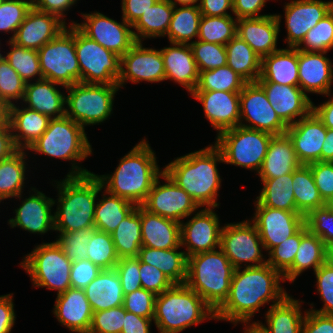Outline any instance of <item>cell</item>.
<instances>
[{"instance_id":"13","label":"cell","mask_w":333,"mask_h":333,"mask_svg":"<svg viewBox=\"0 0 333 333\" xmlns=\"http://www.w3.org/2000/svg\"><path fill=\"white\" fill-rule=\"evenodd\" d=\"M220 248L234 269L255 267L267 263L264 246L258 230L249 220L224 224Z\"/></svg>"},{"instance_id":"27","label":"cell","mask_w":333,"mask_h":333,"mask_svg":"<svg viewBox=\"0 0 333 333\" xmlns=\"http://www.w3.org/2000/svg\"><path fill=\"white\" fill-rule=\"evenodd\" d=\"M66 26L56 15L32 7L17 29L12 41L24 48L38 51L54 39Z\"/></svg>"},{"instance_id":"30","label":"cell","mask_w":333,"mask_h":333,"mask_svg":"<svg viewBox=\"0 0 333 333\" xmlns=\"http://www.w3.org/2000/svg\"><path fill=\"white\" fill-rule=\"evenodd\" d=\"M56 86L66 89V87L44 78L26 83L24 97L20 103L50 119L63 117L65 116L66 94Z\"/></svg>"},{"instance_id":"20","label":"cell","mask_w":333,"mask_h":333,"mask_svg":"<svg viewBox=\"0 0 333 333\" xmlns=\"http://www.w3.org/2000/svg\"><path fill=\"white\" fill-rule=\"evenodd\" d=\"M333 9V0H291L285 2L284 18L287 47L296 48L307 32Z\"/></svg>"},{"instance_id":"44","label":"cell","mask_w":333,"mask_h":333,"mask_svg":"<svg viewBox=\"0 0 333 333\" xmlns=\"http://www.w3.org/2000/svg\"><path fill=\"white\" fill-rule=\"evenodd\" d=\"M262 188L256 200L266 207L282 209L286 211H298L296 209L293 173H288L274 179H260Z\"/></svg>"},{"instance_id":"53","label":"cell","mask_w":333,"mask_h":333,"mask_svg":"<svg viewBox=\"0 0 333 333\" xmlns=\"http://www.w3.org/2000/svg\"><path fill=\"white\" fill-rule=\"evenodd\" d=\"M199 73L227 65L225 45L195 40L190 44Z\"/></svg>"},{"instance_id":"38","label":"cell","mask_w":333,"mask_h":333,"mask_svg":"<svg viewBox=\"0 0 333 333\" xmlns=\"http://www.w3.org/2000/svg\"><path fill=\"white\" fill-rule=\"evenodd\" d=\"M181 249V245L173 249H154L142 246L138 258L143 263L157 267L174 284H185L187 256Z\"/></svg>"},{"instance_id":"51","label":"cell","mask_w":333,"mask_h":333,"mask_svg":"<svg viewBox=\"0 0 333 333\" xmlns=\"http://www.w3.org/2000/svg\"><path fill=\"white\" fill-rule=\"evenodd\" d=\"M296 48L308 52H329L333 49V9L307 32Z\"/></svg>"},{"instance_id":"15","label":"cell","mask_w":333,"mask_h":333,"mask_svg":"<svg viewBox=\"0 0 333 333\" xmlns=\"http://www.w3.org/2000/svg\"><path fill=\"white\" fill-rule=\"evenodd\" d=\"M160 179L165 181L164 184H161ZM141 206L152 214L178 223L200 208L191 196L164 172L155 180Z\"/></svg>"},{"instance_id":"50","label":"cell","mask_w":333,"mask_h":333,"mask_svg":"<svg viewBox=\"0 0 333 333\" xmlns=\"http://www.w3.org/2000/svg\"><path fill=\"white\" fill-rule=\"evenodd\" d=\"M87 260L99 268L113 269L119 261L112 236L104 231L95 230L87 245Z\"/></svg>"},{"instance_id":"68","label":"cell","mask_w":333,"mask_h":333,"mask_svg":"<svg viewBox=\"0 0 333 333\" xmlns=\"http://www.w3.org/2000/svg\"><path fill=\"white\" fill-rule=\"evenodd\" d=\"M13 293L0 295V333H11L16 321Z\"/></svg>"},{"instance_id":"12","label":"cell","mask_w":333,"mask_h":333,"mask_svg":"<svg viewBox=\"0 0 333 333\" xmlns=\"http://www.w3.org/2000/svg\"><path fill=\"white\" fill-rule=\"evenodd\" d=\"M75 49L80 68V82L117 84L121 57L88 38L75 26Z\"/></svg>"},{"instance_id":"63","label":"cell","mask_w":333,"mask_h":333,"mask_svg":"<svg viewBox=\"0 0 333 333\" xmlns=\"http://www.w3.org/2000/svg\"><path fill=\"white\" fill-rule=\"evenodd\" d=\"M322 199L333 198V162H313L308 164Z\"/></svg>"},{"instance_id":"39","label":"cell","mask_w":333,"mask_h":333,"mask_svg":"<svg viewBox=\"0 0 333 333\" xmlns=\"http://www.w3.org/2000/svg\"><path fill=\"white\" fill-rule=\"evenodd\" d=\"M28 154L27 150L18 149L9 158L0 161V203L6 199L18 198L20 201L24 198Z\"/></svg>"},{"instance_id":"69","label":"cell","mask_w":333,"mask_h":333,"mask_svg":"<svg viewBox=\"0 0 333 333\" xmlns=\"http://www.w3.org/2000/svg\"><path fill=\"white\" fill-rule=\"evenodd\" d=\"M157 0H121L122 18L133 25Z\"/></svg>"},{"instance_id":"8","label":"cell","mask_w":333,"mask_h":333,"mask_svg":"<svg viewBox=\"0 0 333 333\" xmlns=\"http://www.w3.org/2000/svg\"><path fill=\"white\" fill-rule=\"evenodd\" d=\"M65 115L87 126L102 124L113 113L114 97L120 90L118 84L75 83L66 87Z\"/></svg>"},{"instance_id":"40","label":"cell","mask_w":333,"mask_h":333,"mask_svg":"<svg viewBox=\"0 0 333 333\" xmlns=\"http://www.w3.org/2000/svg\"><path fill=\"white\" fill-rule=\"evenodd\" d=\"M174 11V4L169 0H157L132 25L136 42L149 38L165 37Z\"/></svg>"},{"instance_id":"45","label":"cell","mask_w":333,"mask_h":333,"mask_svg":"<svg viewBox=\"0 0 333 333\" xmlns=\"http://www.w3.org/2000/svg\"><path fill=\"white\" fill-rule=\"evenodd\" d=\"M199 6L174 5V11L167 30L169 43L191 44L198 39L199 24L201 20Z\"/></svg>"},{"instance_id":"10","label":"cell","mask_w":333,"mask_h":333,"mask_svg":"<svg viewBox=\"0 0 333 333\" xmlns=\"http://www.w3.org/2000/svg\"><path fill=\"white\" fill-rule=\"evenodd\" d=\"M274 135L260 130L236 126L215 137L214 144L221 150L224 164L260 171Z\"/></svg>"},{"instance_id":"21","label":"cell","mask_w":333,"mask_h":333,"mask_svg":"<svg viewBox=\"0 0 333 333\" xmlns=\"http://www.w3.org/2000/svg\"><path fill=\"white\" fill-rule=\"evenodd\" d=\"M31 193V194H30ZM21 205L14 209V217L8 219L11 228H21L30 234L44 235L49 231H55L54 200L31 187L28 197L22 199Z\"/></svg>"},{"instance_id":"9","label":"cell","mask_w":333,"mask_h":333,"mask_svg":"<svg viewBox=\"0 0 333 333\" xmlns=\"http://www.w3.org/2000/svg\"><path fill=\"white\" fill-rule=\"evenodd\" d=\"M71 265L72 261L56 240L35 245L20 262V266L30 276L33 287L56 290V295L71 287Z\"/></svg>"},{"instance_id":"32","label":"cell","mask_w":333,"mask_h":333,"mask_svg":"<svg viewBox=\"0 0 333 333\" xmlns=\"http://www.w3.org/2000/svg\"><path fill=\"white\" fill-rule=\"evenodd\" d=\"M257 83L299 86L298 49L287 47L264 56Z\"/></svg>"},{"instance_id":"29","label":"cell","mask_w":333,"mask_h":333,"mask_svg":"<svg viewBox=\"0 0 333 333\" xmlns=\"http://www.w3.org/2000/svg\"><path fill=\"white\" fill-rule=\"evenodd\" d=\"M161 55L164 63L165 80L173 81L186 88L191 94L199 81V70L190 44L171 43L164 47Z\"/></svg>"},{"instance_id":"74","label":"cell","mask_w":333,"mask_h":333,"mask_svg":"<svg viewBox=\"0 0 333 333\" xmlns=\"http://www.w3.org/2000/svg\"><path fill=\"white\" fill-rule=\"evenodd\" d=\"M322 161L333 162V129H327L322 147Z\"/></svg>"},{"instance_id":"48","label":"cell","mask_w":333,"mask_h":333,"mask_svg":"<svg viewBox=\"0 0 333 333\" xmlns=\"http://www.w3.org/2000/svg\"><path fill=\"white\" fill-rule=\"evenodd\" d=\"M247 82L228 65L199 73L194 91L241 92Z\"/></svg>"},{"instance_id":"19","label":"cell","mask_w":333,"mask_h":333,"mask_svg":"<svg viewBox=\"0 0 333 333\" xmlns=\"http://www.w3.org/2000/svg\"><path fill=\"white\" fill-rule=\"evenodd\" d=\"M157 83L165 81V70L161 50L148 48L143 42H136L121 56L119 88L128 82Z\"/></svg>"},{"instance_id":"72","label":"cell","mask_w":333,"mask_h":333,"mask_svg":"<svg viewBox=\"0 0 333 333\" xmlns=\"http://www.w3.org/2000/svg\"><path fill=\"white\" fill-rule=\"evenodd\" d=\"M326 97H329V99L320 105L316 106L313 102L312 111L323 122L327 129H333V93L330 92Z\"/></svg>"},{"instance_id":"6","label":"cell","mask_w":333,"mask_h":333,"mask_svg":"<svg viewBox=\"0 0 333 333\" xmlns=\"http://www.w3.org/2000/svg\"><path fill=\"white\" fill-rule=\"evenodd\" d=\"M213 319L215 311L186 284H174L156 296L153 322L158 333H180Z\"/></svg>"},{"instance_id":"2","label":"cell","mask_w":333,"mask_h":333,"mask_svg":"<svg viewBox=\"0 0 333 333\" xmlns=\"http://www.w3.org/2000/svg\"><path fill=\"white\" fill-rule=\"evenodd\" d=\"M218 163H224L222 152L215 144H210L174 158L163 170L199 207L219 208L217 197L222 177L217 168Z\"/></svg>"},{"instance_id":"47","label":"cell","mask_w":333,"mask_h":333,"mask_svg":"<svg viewBox=\"0 0 333 333\" xmlns=\"http://www.w3.org/2000/svg\"><path fill=\"white\" fill-rule=\"evenodd\" d=\"M7 44L10 51L2 56L26 83L43 79L37 50L24 48L12 40H8Z\"/></svg>"},{"instance_id":"25","label":"cell","mask_w":333,"mask_h":333,"mask_svg":"<svg viewBox=\"0 0 333 333\" xmlns=\"http://www.w3.org/2000/svg\"><path fill=\"white\" fill-rule=\"evenodd\" d=\"M278 117L290 126L312 112L313 102L299 86L258 83Z\"/></svg>"},{"instance_id":"46","label":"cell","mask_w":333,"mask_h":333,"mask_svg":"<svg viewBox=\"0 0 333 333\" xmlns=\"http://www.w3.org/2000/svg\"><path fill=\"white\" fill-rule=\"evenodd\" d=\"M292 184L296 209L302 215L306 216L311 210L326 205L315 185L309 165L301 164L294 170Z\"/></svg>"},{"instance_id":"76","label":"cell","mask_w":333,"mask_h":333,"mask_svg":"<svg viewBox=\"0 0 333 333\" xmlns=\"http://www.w3.org/2000/svg\"><path fill=\"white\" fill-rule=\"evenodd\" d=\"M179 6H199L201 0H169Z\"/></svg>"},{"instance_id":"26","label":"cell","mask_w":333,"mask_h":333,"mask_svg":"<svg viewBox=\"0 0 333 333\" xmlns=\"http://www.w3.org/2000/svg\"><path fill=\"white\" fill-rule=\"evenodd\" d=\"M328 52H308L298 49L299 87L308 93L326 96L332 91L333 63Z\"/></svg>"},{"instance_id":"57","label":"cell","mask_w":333,"mask_h":333,"mask_svg":"<svg viewBox=\"0 0 333 333\" xmlns=\"http://www.w3.org/2000/svg\"><path fill=\"white\" fill-rule=\"evenodd\" d=\"M316 278V290L320 295L323 306L320 309H315L314 304L310 303L308 310L324 314L333 315V265L326 261L314 273Z\"/></svg>"},{"instance_id":"77","label":"cell","mask_w":333,"mask_h":333,"mask_svg":"<svg viewBox=\"0 0 333 333\" xmlns=\"http://www.w3.org/2000/svg\"><path fill=\"white\" fill-rule=\"evenodd\" d=\"M327 261L333 265V248L328 249V258Z\"/></svg>"},{"instance_id":"1","label":"cell","mask_w":333,"mask_h":333,"mask_svg":"<svg viewBox=\"0 0 333 333\" xmlns=\"http://www.w3.org/2000/svg\"><path fill=\"white\" fill-rule=\"evenodd\" d=\"M283 275L265 263L260 266L234 269L228 297L215 311L216 321L234 325L250 323L260 307L281 302L288 292L280 285Z\"/></svg>"},{"instance_id":"55","label":"cell","mask_w":333,"mask_h":333,"mask_svg":"<svg viewBox=\"0 0 333 333\" xmlns=\"http://www.w3.org/2000/svg\"><path fill=\"white\" fill-rule=\"evenodd\" d=\"M95 230L96 228H86L68 233H59L55 239L70 261L86 260L87 245Z\"/></svg>"},{"instance_id":"65","label":"cell","mask_w":333,"mask_h":333,"mask_svg":"<svg viewBox=\"0 0 333 333\" xmlns=\"http://www.w3.org/2000/svg\"><path fill=\"white\" fill-rule=\"evenodd\" d=\"M302 333H333V315H324L306 309Z\"/></svg>"},{"instance_id":"18","label":"cell","mask_w":333,"mask_h":333,"mask_svg":"<svg viewBox=\"0 0 333 333\" xmlns=\"http://www.w3.org/2000/svg\"><path fill=\"white\" fill-rule=\"evenodd\" d=\"M190 218L180 223L181 247H185L186 256L220 248L223 226L215 207H200Z\"/></svg>"},{"instance_id":"62","label":"cell","mask_w":333,"mask_h":333,"mask_svg":"<svg viewBox=\"0 0 333 333\" xmlns=\"http://www.w3.org/2000/svg\"><path fill=\"white\" fill-rule=\"evenodd\" d=\"M139 273L143 289L158 295L171 288L174 283L157 267L139 260Z\"/></svg>"},{"instance_id":"43","label":"cell","mask_w":333,"mask_h":333,"mask_svg":"<svg viewBox=\"0 0 333 333\" xmlns=\"http://www.w3.org/2000/svg\"><path fill=\"white\" fill-rule=\"evenodd\" d=\"M119 258L138 257L142 247L141 206L127 215L111 233Z\"/></svg>"},{"instance_id":"71","label":"cell","mask_w":333,"mask_h":333,"mask_svg":"<svg viewBox=\"0 0 333 333\" xmlns=\"http://www.w3.org/2000/svg\"><path fill=\"white\" fill-rule=\"evenodd\" d=\"M153 319L144 318L125 310V318L121 333H151Z\"/></svg>"},{"instance_id":"56","label":"cell","mask_w":333,"mask_h":333,"mask_svg":"<svg viewBox=\"0 0 333 333\" xmlns=\"http://www.w3.org/2000/svg\"><path fill=\"white\" fill-rule=\"evenodd\" d=\"M300 241L301 229L267 253V264L283 275L293 265Z\"/></svg>"},{"instance_id":"49","label":"cell","mask_w":333,"mask_h":333,"mask_svg":"<svg viewBox=\"0 0 333 333\" xmlns=\"http://www.w3.org/2000/svg\"><path fill=\"white\" fill-rule=\"evenodd\" d=\"M237 35V19L233 16L202 15L198 40L226 45Z\"/></svg>"},{"instance_id":"61","label":"cell","mask_w":333,"mask_h":333,"mask_svg":"<svg viewBox=\"0 0 333 333\" xmlns=\"http://www.w3.org/2000/svg\"><path fill=\"white\" fill-rule=\"evenodd\" d=\"M114 269L120 278L124 295L142 288L138 257L120 258Z\"/></svg>"},{"instance_id":"54","label":"cell","mask_w":333,"mask_h":333,"mask_svg":"<svg viewBox=\"0 0 333 333\" xmlns=\"http://www.w3.org/2000/svg\"><path fill=\"white\" fill-rule=\"evenodd\" d=\"M31 8L32 0H3L0 3V32L11 33L9 40H12Z\"/></svg>"},{"instance_id":"3","label":"cell","mask_w":333,"mask_h":333,"mask_svg":"<svg viewBox=\"0 0 333 333\" xmlns=\"http://www.w3.org/2000/svg\"><path fill=\"white\" fill-rule=\"evenodd\" d=\"M148 142L144 138L135 144L120 158L112 174H96L108 193L127 199L136 206L144 203L155 180L164 172L157 163L156 152Z\"/></svg>"},{"instance_id":"33","label":"cell","mask_w":333,"mask_h":333,"mask_svg":"<svg viewBox=\"0 0 333 333\" xmlns=\"http://www.w3.org/2000/svg\"><path fill=\"white\" fill-rule=\"evenodd\" d=\"M142 246L173 249L181 245L180 223L152 214L141 206Z\"/></svg>"},{"instance_id":"4","label":"cell","mask_w":333,"mask_h":333,"mask_svg":"<svg viewBox=\"0 0 333 333\" xmlns=\"http://www.w3.org/2000/svg\"><path fill=\"white\" fill-rule=\"evenodd\" d=\"M58 191L54 200L55 231L68 233L79 229L95 228V207L101 181L94 172L83 176H65L53 180Z\"/></svg>"},{"instance_id":"34","label":"cell","mask_w":333,"mask_h":333,"mask_svg":"<svg viewBox=\"0 0 333 333\" xmlns=\"http://www.w3.org/2000/svg\"><path fill=\"white\" fill-rule=\"evenodd\" d=\"M300 165L289 136L286 133L274 135L269 142L267 154L257 175L260 179H274L293 173Z\"/></svg>"},{"instance_id":"37","label":"cell","mask_w":333,"mask_h":333,"mask_svg":"<svg viewBox=\"0 0 333 333\" xmlns=\"http://www.w3.org/2000/svg\"><path fill=\"white\" fill-rule=\"evenodd\" d=\"M93 312L119 307L124 302V292L115 269H103L84 288Z\"/></svg>"},{"instance_id":"17","label":"cell","mask_w":333,"mask_h":333,"mask_svg":"<svg viewBox=\"0 0 333 333\" xmlns=\"http://www.w3.org/2000/svg\"><path fill=\"white\" fill-rule=\"evenodd\" d=\"M255 212L249 219L259 232L265 252L296 234L305 225V216L299 211H286L262 206L254 202Z\"/></svg>"},{"instance_id":"58","label":"cell","mask_w":333,"mask_h":333,"mask_svg":"<svg viewBox=\"0 0 333 333\" xmlns=\"http://www.w3.org/2000/svg\"><path fill=\"white\" fill-rule=\"evenodd\" d=\"M305 225L328 248H333V213L326 207L311 210L305 216Z\"/></svg>"},{"instance_id":"59","label":"cell","mask_w":333,"mask_h":333,"mask_svg":"<svg viewBox=\"0 0 333 333\" xmlns=\"http://www.w3.org/2000/svg\"><path fill=\"white\" fill-rule=\"evenodd\" d=\"M125 318L124 306L93 312L88 333H121Z\"/></svg>"},{"instance_id":"64","label":"cell","mask_w":333,"mask_h":333,"mask_svg":"<svg viewBox=\"0 0 333 333\" xmlns=\"http://www.w3.org/2000/svg\"><path fill=\"white\" fill-rule=\"evenodd\" d=\"M101 270V268L87 259L72 262L70 270L71 287L84 289L93 279L97 277Z\"/></svg>"},{"instance_id":"41","label":"cell","mask_w":333,"mask_h":333,"mask_svg":"<svg viewBox=\"0 0 333 333\" xmlns=\"http://www.w3.org/2000/svg\"><path fill=\"white\" fill-rule=\"evenodd\" d=\"M227 65L247 83L256 82L261 76L262 58L239 36L225 45Z\"/></svg>"},{"instance_id":"36","label":"cell","mask_w":333,"mask_h":333,"mask_svg":"<svg viewBox=\"0 0 333 333\" xmlns=\"http://www.w3.org/2000/svg\"><path fill=\"white\" fill-rule=\"evenodd\" d=\"M302 300L287 295L278 304L266 311L265 323L257 321L267 333H302L306 310L302 311Z\"/></svg>"},{"instance_id":"14","label":"cell","mask_w":333,"mask_h":333,"mask_svg":"<svg viewBox=\"0 0 333 333\" xmlns=\"http://www.w3.org/2000/svg\"><path fill=\"white\" fill-rule=\"evenodd\" d=\"M83 22L71 21L84 35L96 41L105 49L113 51L120 57L123 56L135 43L132 25L122 17L121 22L109 18L99 11L81 13Z\"/></svg>"},{"instance_id":"42","label":"cell","mask_w":333,"mask_h":333,"mask_svg":"<svg viewBox=\"0 0 333 333\" xmlns=\"http://www.w3.org/2000/svg\"><path fill=\"white\" fill-rule=\"evenodd\" d=\"M101 184V198L97 199L95 207V228L111 234L118 224L129 215L136 205L127 199L112 195Z\"/></svg>"},{"instance_id":"28","label":"cell","mask_w":333,"mask_h":333,"mask_svg":"<svg viewBox=\"0 0 333 333\" xmlns=\"http://www.w3.org/2000/svg\"><path fill=\"white\" fill-rule=\"evenodd\" d=\"M55 299L52 312L57 321L71 333H88L93 310L84 289L70 287Z\"/></svg>"},{"instance_id":"16","label":"cell","mask_w":333,"mask_h":333,"mask_svg":"<svg viewBox=\"0 0 333 333\" xmlns=\"http://www.w3.org/2000/svg\"><path fill=\"white\" fill-rule=\"evenodd\" d=\"M248 123V124H247ZM240 126L268 132L272 135L286 133L288 126L278 117L257 82H248L240 92Z\"/></svg>"},{"instance_id":"75","label":"cell","mask_w":333,"mask_h":333,"mask_svg":"<svg viewBox=\"0 0 333 333\" xmlns=\"http://www.w3.org/2000/svg\"><path fill=\"white\" fill-rule=\"evenodd\" d=\"M242 325L244 326L243 333H267L256 321L242 323Z\"/></svg>"},{"instance_id":"66","label":"cell","mask_w":333,"mask_h":333,"mask_svg":"<svg viewBox=\"0 0 333 333\" xmlns=\"http://www.w3.org/2000/svg\"><path fill=\"white\" fill-rule=\"evenodd\" d=\"M77 2L78 0H32V7L39 11L56 15L61 21L68 25L65 22V16H67L66 11L71 10V7L77 4Z\"/></svg>"},{"instance_id":"52","label":"cell","mask_w":333,"mask_h":333,"mask_svg":"<svg viewBox=\"0 0 333 333\" xmlns=\"http://www.w3.org/2000/svg\"><path fill=\"white\" fill-rule=\"evenodd\" d=\"M26 82L10 66L3 56L0 57V99L8 106L22 102ZM15 101V102H14Z\"/></svg>"},{"instance_id":"23","label":"cell","mask_w":333,"mask_h":333,"mask_svg":"<svg viewBox=\"0 0 333 333\" xmlns=\"http://www.w3.org/2000/svg\"><path fill=\"white\" fill-rule=\"evenodd\" d=\"M286 134L292 140L298 161L303 165L322 161V147L327 128L312 111L288 126Z\"/></svg>"},{"instance_id":"11","label":"cell","mask_w":333,"mask_h":333,"mask_svg":"<svg viewBox=\"0 0 333 333\" xmlns=\"http://www.w3.org/2000/svg\"><path fill=\"white\" fill-rule=\"evenodd\" d=\"M44 79L64 87L80 82L75 49V25H67L54 39L38 50Z\"/></svg>"},{"instance_id":"73","label":"cell","mask_w":333,"mask_h":333,"mask_svg":"<svg viewBox=\"0 0 333 333\" xmlns=\"http://www.w3.org/2000/svg\"><path fill=\"white\" fill-rule=\"evenodd\" d=\"M17 150L12 139L10 125L0 127V161L9 158Z\"/></svg>"},{"instance_id":"22","label":"cell","mask_w":333,"mask_h":333,"mask_svg":"<svg viewBox=\"0 0 333 333\" xmlns=\"http://www.w3.org/2000/svg\"><path fill=\"white\" fill-rule=\"evenodd\" d=\"M190 96L202 104L205 118L218 136L240 123V92L193 91Z\"/></svg>"},{"instance_id":"78","label":"cell","mask_w":333,"mask_h":333,"mask_svg":"<svg viewBox=\"0 0 333 333\" xmlns=\"http://www.w3.org/2000/svg\"><path fill=\"white\" fill-rule=\"evenodd\" d=\"M326 207L333 213V198H330L327 202H326Z\"/></svg>"},{"instance_id":"5","label":"cell","mask_w":333,"mask_h":333,"mask_svg":"<svg viewBox=\"0 0 333 333\" xmlns=\"http://www.w3.org/2000/svg\"><path fill=\"white\" fill-rule=\"evenodd\" d=\"M27 151L35 152L36 155L38 153L41 156H49L48 158L70 161L71 168L66 176H83L92 173L82 165L80 166L81 161H85L93 153L86 131L66 115L50 119L46 131Z\"/></svg>"},{"instance_id":"31","label":"cell","mask_w":333,"mask_h":333,"mask_svg":"<svg viewBox=\"0 0 333 333\" xmlns=\"http://www.w3.org/2000/svg\"><path fill=\"white\" fill-rule=\"evenodd\" d=\"M50 118L18 104L9 106V125L17 149L27 150L47 129Z\"/></svg>"},{"instance_id":"67","label":"cell","mask_w":333,"mask_h":333,"mask_svg":"<svg viewBox=\"0 0 333 333\" xmlns=\"http://www.w3.org/2000/svg\"><path fill=\"white\" fill-rule=\"evenodd\" d=\"M269 0H232L233 16L236 19L262 17L269 14H260Z\"/></svg>"},{"instance_id":"24","label":"cell","mask_w":333,"mask_h":333,"mask_svg":"<svg viewBox=\"0 0 333 333\" xmlns=\"http://www.w3.org/2000/svg\"><path fill=\"white\" fill-rule=\"evenodd\" d=\"M280 14L237 19V36L244 40L261 58L280 50L277 41L281 27Z\"/></svg>"},{"instance_id":"60","label":"cell","mask_w":333,"mask_h":333,"mask_svg":"<svg viewBox=\"0 0 333 333\" xmlns=\"http://www.w3.org/2000/svg\"><path fill=\"white\" fill-rule=\"evenodd\" d=\"M156 294L140 288L124 295L123 306L127 312L144 318H154Z\"/></svg>"},{"instance_id":"70","label":"cell","mask_w":333,"mask_h":333,"mask_svg":"<svg viewBox=\"0 0 333 333\" xmlns=\"http://www.w3.org/2000/svg\"><path fill=\"white\" fill-rule=\"evenodd\" d=\"M199 9L204 16H232L233 3L232 0H201Z\"/></svg>"},{"instance_id":"35","label":"cell","mask_w":333,"mask_h":333,"mask_svg":"<svg viewBox=\"0 0 333 333\" xmlns=\"http://www.w3.org/2000/svg\"><path fill=\"white\" fill-rule=\"evenodd\" d=\"M328 249L323 241L304 225L293 265L283 274L284 281L288 280L292 284L304 271L313 269L315 272L327 261Z\"/></svg>"},{"instance_id":"7","label":"cell","mask_w":333,"mask_h":333,"mask_svg":"<svg viewBox=\"0 0 333 333\" xmlns=\"http://www.w3.org/2000/svg\"><path fill=\"white\" fill-rule=\"evenodd\" d=\"M234 267L221 248L187 257L185 284L214 311L229 294Z\"/></svg>"}]
</instances>
